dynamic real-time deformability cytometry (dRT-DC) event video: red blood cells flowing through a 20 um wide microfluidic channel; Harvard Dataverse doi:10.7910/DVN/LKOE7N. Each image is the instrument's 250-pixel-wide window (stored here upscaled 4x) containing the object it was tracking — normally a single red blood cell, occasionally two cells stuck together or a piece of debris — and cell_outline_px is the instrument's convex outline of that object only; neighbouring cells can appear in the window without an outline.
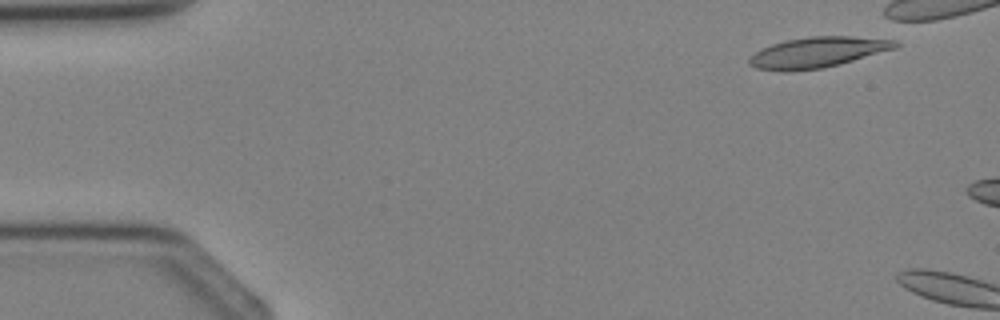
{"species": "Egyptian fruit bat (a non-hibernating species)", "species_latin": "Rousettus aegyptiacus", "temperature_condition": "cold", "stored_images_in_passage": 2, "camera_frame_rate_fps": 3000, "um_per_image_px": 0.085, "animal": {"sex": "female"}, "frame": {"image": 1, "passage_image": 1, "time_ms": 0.0, "image_size_px": [1000, 320], "cell_outline_px": [[900, 44], [896, 48], [840, 64], [824, 68], [792, 72], [784, 72], [756, 68], [748, 64], [748, 60], [756, 52], [772, 44], [788, 40], [812, 36], [852, 36], [896, 40]], "centroid_in_image_um": [69.51, 4.46], "position_along_channel_um": 15.5, "area_um2": 26.01}}